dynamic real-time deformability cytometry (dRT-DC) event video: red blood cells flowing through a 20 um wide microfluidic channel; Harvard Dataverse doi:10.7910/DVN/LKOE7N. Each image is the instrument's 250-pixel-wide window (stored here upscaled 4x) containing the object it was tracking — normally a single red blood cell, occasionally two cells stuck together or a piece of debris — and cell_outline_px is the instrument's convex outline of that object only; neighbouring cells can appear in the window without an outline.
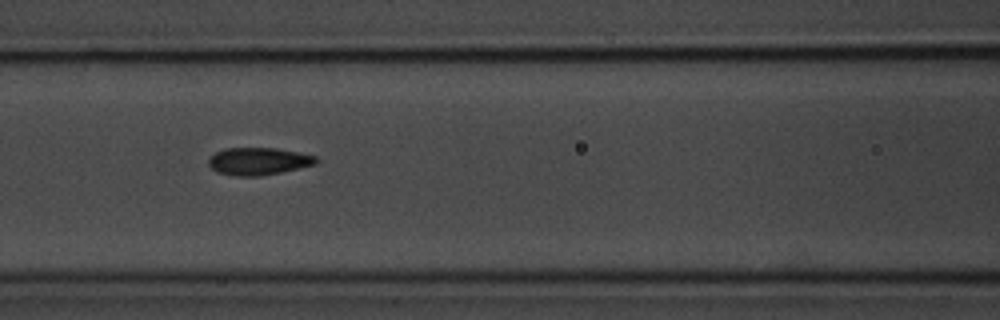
{"species": "common noctule bat (a hibernating species)", "species_latin": "Nyctalus noctula", "temperature_condition": "room temperature", "stored_images_in_passage": 11, "camera_frame_rate_fps": 3000, "um_per_image_px": 0.085, "animal": {"sex": "male", "body_mass_g": 20.1, "forearm_length_mm": 53.5}, "frame": {"image": 1, "passage_image": 4, "time_ms": 4.0, "image_size_px": [1000, 320], "cell_outline_px": [[320, 160], [316, 164], [280, 172], [260, 176], [240, 176], [216, 172], [208, 164], [208, 160], [216, 152], [224, 148], [276, 148], [316, 156]], "centroid_in_image_um": [21.97, 13.7], "position_along_channel_um": 144.6, "area_um2": 17.05}}
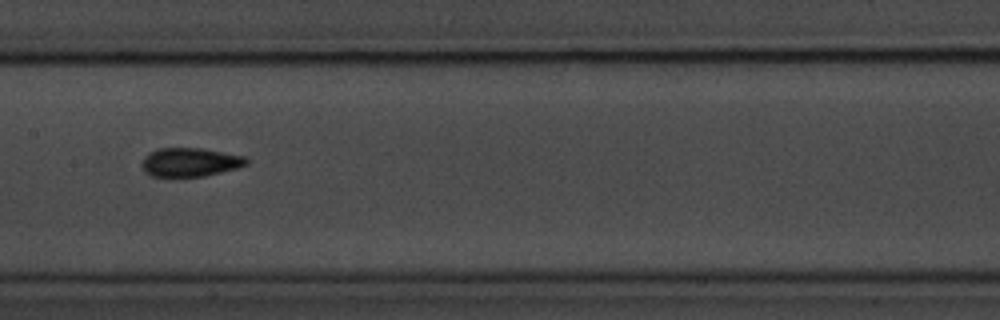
{"frame": {"image": 2, "passage_image": 5, "time_ms": 5.333, "image_size_px": [1000, 320], "cell_outline_px": [[248, 164], [236, 168], [204, 176], [152, 176], [144, 172], [140, 164], [144, 156], [148, 152], [156, 148], [200, 148], [244, 156], [248, 160]], "centroid_in_image_um": [16.09, 13.78], "position_along_channel_um": 191.3, "area_um2": 17.51}}